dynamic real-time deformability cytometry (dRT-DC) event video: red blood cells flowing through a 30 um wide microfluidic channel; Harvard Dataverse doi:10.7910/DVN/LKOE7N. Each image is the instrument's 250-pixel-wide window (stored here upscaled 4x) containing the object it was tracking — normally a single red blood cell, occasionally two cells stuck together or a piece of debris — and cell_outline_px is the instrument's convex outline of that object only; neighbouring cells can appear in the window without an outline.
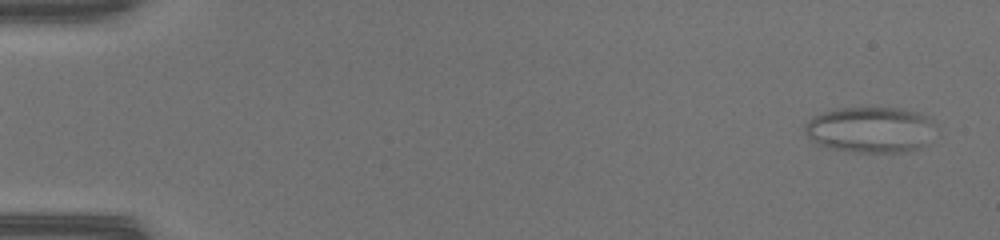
{"species": "common noctule bat (a hibernating species)", "species_latin": "Nyctalus noctula", "temperature_condition": "warm", "stored_images_in_passage": 50, "camera_frame_rate_fps": 3000, "um_per_image_px": 0.085, "animal": {"sex": "female", "body_mass_g": 17.0, "forearm_length_mm": 48.0}, "frame": {"image": 1, "passage_image": 2, "time_ms": 0.333, "image_size_px": [1000, 240], "cell_outline_px": [[936, 124], [924, 144], [916, 148], [904, 152], [852, 152], [828, 148], [812, 140], [804, 132], [804, 124], [812, 116], [836, 108], [904, 108], [920, 112], [928, 116]], "centroid_in_image_um": [73.96, 11.0], "position_along_channel_um": 11.0, "area_um2": 35.03}}
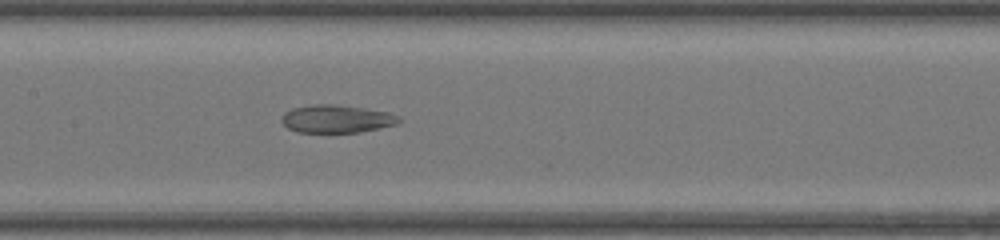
{"frame": {"image": 2, "passage_image": 25, "time_ms": 8.0, "image_size_px": [1000, 240], "cell_outline_px": [[404, 120], [396, 124], [380, 128], [360, 132], [296, 132], [288, 128], [280, 120], [280, 116], [284, 112], [292, 108], [312, 104], [332, 104], [364, 108], [388, 112], [400, 116]], "centroid_in_image_um": [28.61, 10.1], "position_along_channel_um": 178.8, "area_um2": 19.25}}
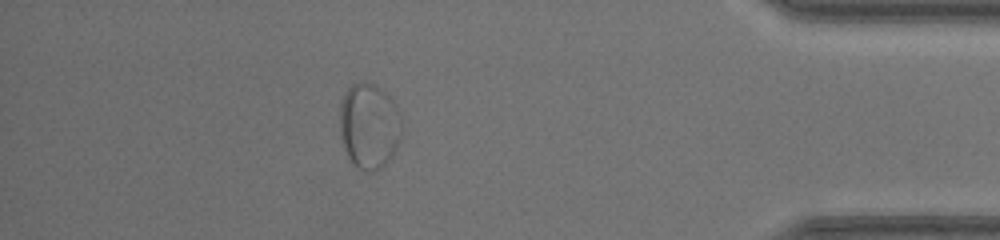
{"frame": {"image": 3, "passage_image": 44, "time_ms": 14.333, "image_size_px": [1000, 240], "cell_outline_px": [[400, 140], [392, 156], [376, 172], [368, 172], [352, 164], [340, 140], [340, 104], [344, 92], [352, 84], [360, 80], [364, 80], [380, 88], [396, 104], [400, 112]], "centroid_in_image_um": [31.35, 10.69], "position_along_channel_um": 403.8, "area_um2": 31.15}}